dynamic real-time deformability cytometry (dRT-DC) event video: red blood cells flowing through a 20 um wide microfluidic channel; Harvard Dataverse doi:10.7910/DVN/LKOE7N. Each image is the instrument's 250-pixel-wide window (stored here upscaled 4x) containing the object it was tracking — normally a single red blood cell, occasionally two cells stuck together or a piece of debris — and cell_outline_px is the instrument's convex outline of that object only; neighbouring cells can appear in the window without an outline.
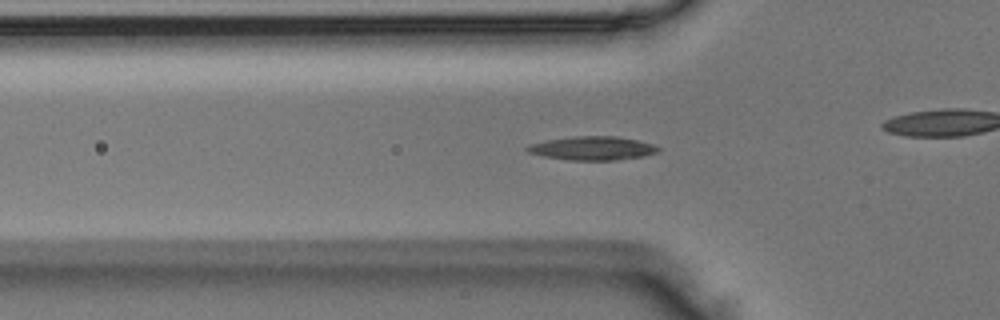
{"species": "Egyptian fruit bat (a non-hibernating species)", "species_latin": "Rousettus aegyptiacus", "temperature_condition": "room temperature", "stored_images_in_passage": 38, "camera_frame_rate_fps": 3000, "um_per_image_px": 0.085, "animal": {"sex": "male"}, "frame": {"image": 1, "passage_image": 4, "time_ms": 1.0, "image_size_px": [1000, 320], "cell_outline_px": [[660, 152], [644, 156], [616, 160], [568, 160], [544, 156], [528, 152], [524, 148], [528, 144], [548, 140], [580, 136], [616, 136], [656, 144], [660, 148]], "centroid_in_image_um": [50.4, 12.6], "position_along_channel_um": 75.4, "area_um2": 18.09}}
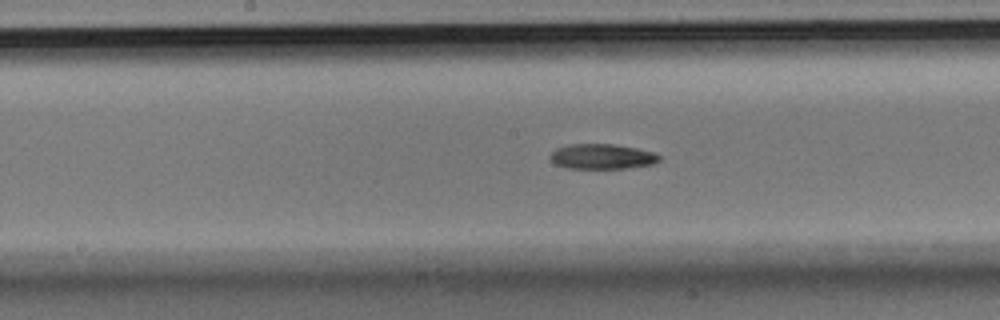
{"frame": {"image": 2, "passage_image": 13, "time_ms": 4.0, "image_size_px": [1000, 320], "cell_outline_px": [[660, 160], [652, 164], [628, 168], [568, 168], [556, 164], [548, 156], [556, 148], [568, 144], [612, 144], [636, 148], [656, 152], [660, 156]], "centroid_in_image_um": [51.18, 13.3], "position_along_channel_um": 197.0, "area_um2": 15.95}}
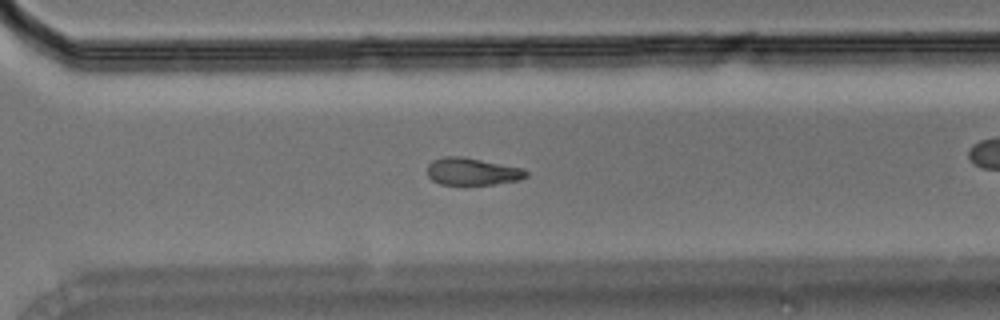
{"frame": {"image": 3, "passage_image": 23, "time_ms": 7.333, "image_size_px": [1000, 320], "cell_outline_px": [[528, 176], [520, 180], [496, 184], [440, 184], [432, 180], [428, 176], [428, 164], [432, 160], [444, 156], [460, 156], [520, 168], [528, 172]], "centroid_in_image_um": [40.12, 14.58], "position_along_channel_um": 330.5, "area_um2": 15.49}}